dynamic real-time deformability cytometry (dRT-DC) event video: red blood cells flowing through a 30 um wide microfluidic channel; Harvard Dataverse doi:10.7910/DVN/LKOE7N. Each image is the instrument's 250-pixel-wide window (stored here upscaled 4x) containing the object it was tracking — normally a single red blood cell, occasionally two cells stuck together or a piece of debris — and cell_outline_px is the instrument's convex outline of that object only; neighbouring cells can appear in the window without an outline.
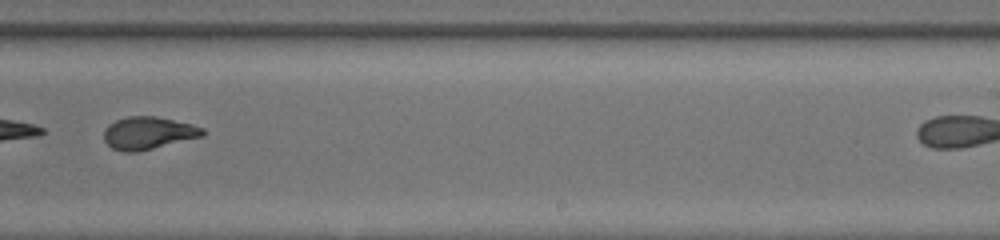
{"species": "common noctule bat (a hibernating species)", "species_latin": "Nyctalus noctula", "temperature_condition": "room temperature", "stored_images_in_passage": 38, "camera_frame_rate_fps": 3000, "um_per_image_px": 0.085, "animal": {"sex": "female", "body_mass_g": 20.0, "forearm_length_mm": 54.0}, "frame": {"image": 1, "passage_image": 27, "time_ms": 8.667, "image_size_px": [1000, 240], "cell_outline_px": [[204, 136], [140, 152], [124, 152], [112, 148], [104, 140], [104, 128], [108, 124], [116, 120], [128, 116], [156, 116], [192, 124], [204, 128]], "centroid_in_image_um": [12.6, 11.31], "position_along_channel_um": 276.4, "area_um2": 18.96}}